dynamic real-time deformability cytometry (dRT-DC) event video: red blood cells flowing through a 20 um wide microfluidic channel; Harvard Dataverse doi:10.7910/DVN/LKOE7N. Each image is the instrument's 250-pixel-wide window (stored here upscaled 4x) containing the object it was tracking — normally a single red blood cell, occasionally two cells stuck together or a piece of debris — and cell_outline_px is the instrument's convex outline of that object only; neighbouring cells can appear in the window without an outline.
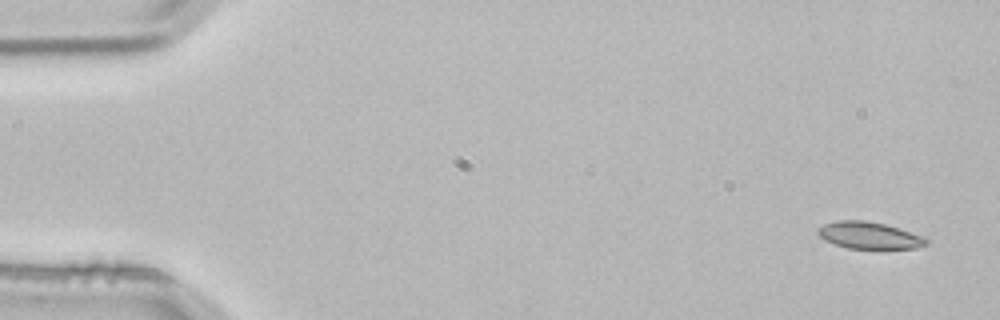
{"species": "common noctule bat (a hibernating species)", "species_latin": "Nyctalus noctula", "temperature_condition": "room temperature", "stored_images_in_passage": 2, "camera_frame_rate_fps": 3000, "um_per_image_px": 0.085, "animal": {"sex": "male", "body_mass_g": 21.5, "forearm_length_mm": 52.0}, "frame": {"image": 1, "passage_image": 1, "time_ms": 0.0, "image_size_px": [1000, 320], "cell_outline_px": [[928, 244], [916, 248], [848, 248], [824, 240], [816, 232], [824, 224], [836, 220], [864, 220], [884, 224], [900, 228], [924, 236], [928, 240]], "centroid_in_image_um": [73.9, 20.0], "position_along_channel_um": 11.1, "area_um2": 16.88}}